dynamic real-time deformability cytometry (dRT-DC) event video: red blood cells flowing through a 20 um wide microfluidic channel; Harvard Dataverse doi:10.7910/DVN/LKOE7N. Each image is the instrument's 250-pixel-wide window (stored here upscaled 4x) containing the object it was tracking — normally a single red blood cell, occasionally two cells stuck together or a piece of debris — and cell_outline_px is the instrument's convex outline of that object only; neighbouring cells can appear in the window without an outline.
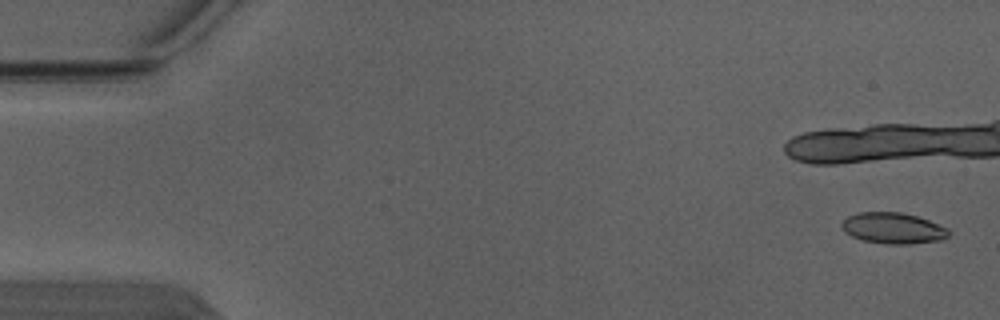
{"species": "Egyptian fruit bat (a non-hibernating species)", "species_latin": "Rousettus aegyptiacus", "temperature_condition": "warm", "stored_images_in_passage": 3, "camera_frame_rate_fps": 3000, "um_per_image_px": 0.085, "animal": {"sex": "male"}, "frame": {"image": 1, "passage_image": 1, "time_ms": 0.0, "image_size_px": [1000, 320], "cell_outline_px": [[952, 232], [944, 240], [908, 244], [888, 244], [860, 240], [844, 232], [840, 228], [840, 224], [848, 216], [860, 212], [900, 212], [916, 216], [928, 220], [948, 228]], "centroid_in_image_um": [75.91, 19.4], "position_along_channel_um": 9.1, "area_um2": 19.54}}